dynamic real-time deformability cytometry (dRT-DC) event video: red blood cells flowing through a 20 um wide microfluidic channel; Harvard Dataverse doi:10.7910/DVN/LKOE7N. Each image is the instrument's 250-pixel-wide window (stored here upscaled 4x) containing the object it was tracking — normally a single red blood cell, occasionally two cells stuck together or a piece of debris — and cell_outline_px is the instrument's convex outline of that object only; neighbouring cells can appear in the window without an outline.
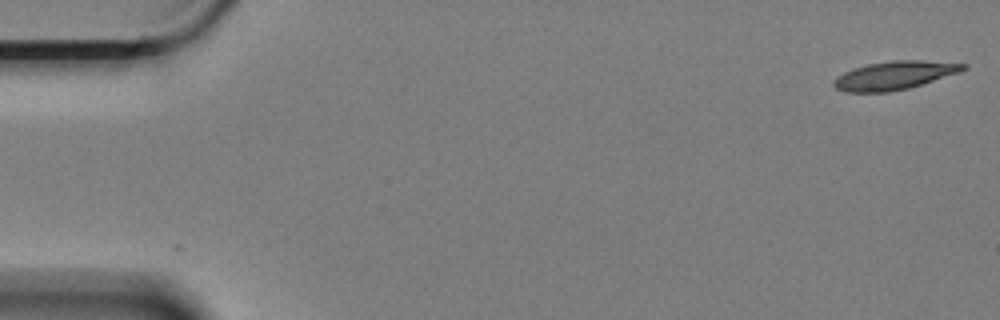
{"species": "Egyptian fruit bat (a non-hibernating species)", "species_latin": "Rousettus aegyptiacus", "temperature_condition": "cold", "stored_images_in_passage": 6, "camera_frame_rate_fps": 3000, "um_per_image_px": 0.085, "animal": {"sex": "female"}, "frame": {"image": 1, "passage_image": 1, "time_ms": 0.0, "image_size_px": [1000, 320], "cell_outline_px": [[968, 68], [960, 72], [908, 88], [888, 92], [844, 92], [836, 88], [832, 84], [832, 80], [836, 76], [844, 72], [868, 64], [892, 60], [924, 60], [968, 64]], "centroid_in_image_um": [76.02, 6.4], "position_along_channel_um": 9.0, "area_um2": 21.39}}
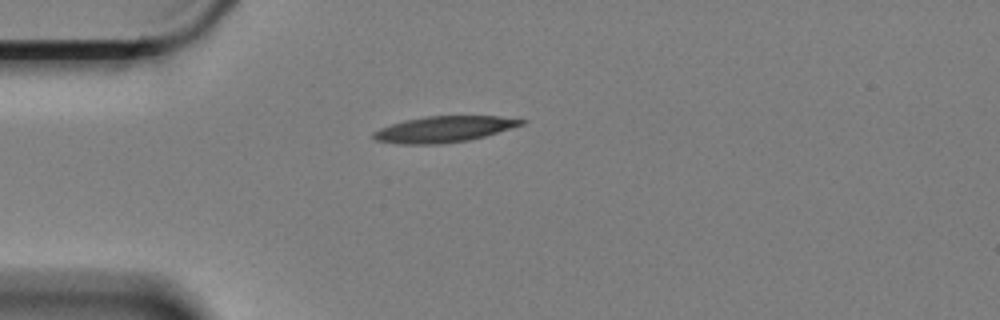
{"frame": {"image": 2, "passage_image": 5, "time_ms": 1.333, "image_size_px": [1000, 320], "cell_outline_px": [[528, 120], [524, 124], [484, 136], [468, 140], [440, 144], [396, 144], [376, 140], [372, 136], [372, 132], [380, 128], [404, 120], [424, 116], [500, 116]], "centroid_in_image_um": [37.72, 10.98], "position_along_channel_um": 47.3, "area_um2": 22.43}}